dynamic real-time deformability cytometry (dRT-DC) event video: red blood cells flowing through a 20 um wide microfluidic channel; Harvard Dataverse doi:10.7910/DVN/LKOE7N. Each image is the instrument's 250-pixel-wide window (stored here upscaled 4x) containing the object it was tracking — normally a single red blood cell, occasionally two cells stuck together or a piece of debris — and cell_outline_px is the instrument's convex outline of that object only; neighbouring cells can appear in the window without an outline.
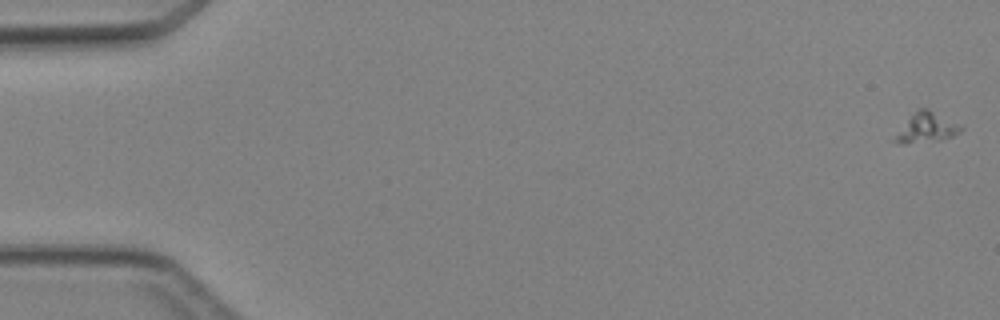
{"species": "Egyptian fruit bat (a non-hibernating species)", "species_latin": "Rousettus aegyptiacus", "temperature_condition": "cold", "stored_images_in_passage": 4, "camera_frame_rate_fps": 3000, "um_per_image_px": 0.085, "animal": {"sex": "female"}, "frame": {"image": 1, "passage_image": 1, "time_ms": 0.0, "image_size_px": [1000, 320], "cell_outline_px": [[964, 128], [960, 132], [952, 136], [940, 140], [904, 144], [896, 144], [892, 140], [916, 108], [928, 108]], "centroid_in_image_um": [78.71, 10.86], "position_along_channel_um": 6.3, "area_um2": 11.27}}
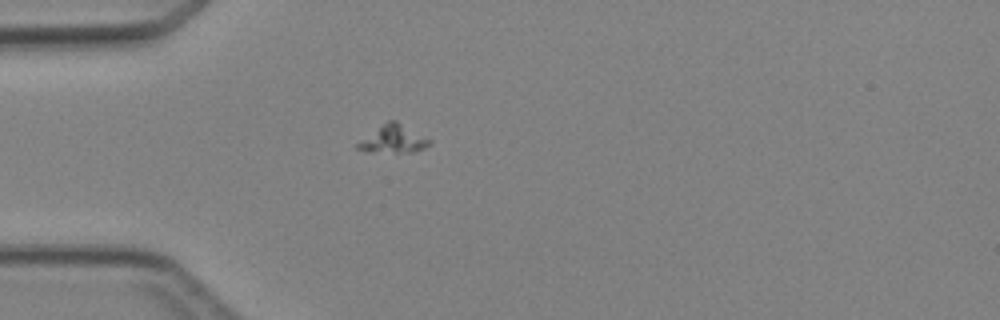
{"frame": {"image": 2, "passage_image": 4, "time_ms": 4.333, "image_size_px": [1000, 320], "cell_outline_px": [[432, 144], [424, 148], [412, 152], [396, 152], [356, 148], [356, 144], [388, 120], [396, 120], [432, 140]], "centroid_in_image_um": [33.54, 11.8], "position_along_channel_um": 51.5, "area_um2": 11.1}}